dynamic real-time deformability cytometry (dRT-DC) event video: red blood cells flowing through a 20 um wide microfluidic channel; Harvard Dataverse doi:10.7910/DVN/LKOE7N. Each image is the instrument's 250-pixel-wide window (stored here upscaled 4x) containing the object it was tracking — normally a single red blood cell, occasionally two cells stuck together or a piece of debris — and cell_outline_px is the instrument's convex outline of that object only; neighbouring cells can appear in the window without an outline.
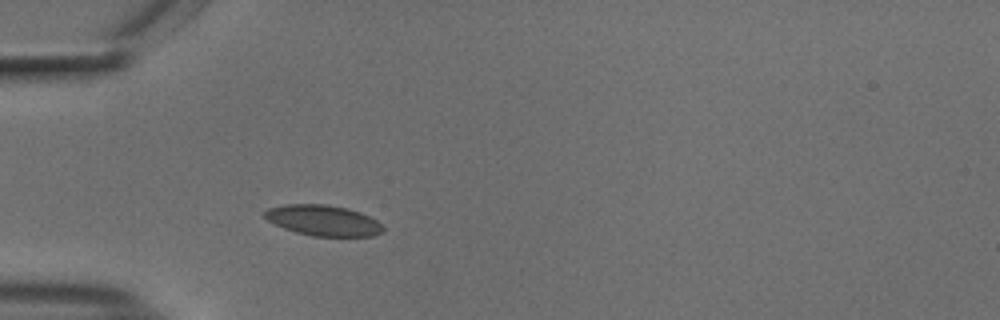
{"species": "common noctule bat (a hibernating species)", "species_latin": "Nyctalus noctula", "temperature_condition": "cold", "stored_images_in_passage": 47, "camera_frame_rate_fps": 3000, "um_per_image_px": 0.085, "animal": {"sex": "male", "body_mass_g": 18.8}, "frame": {"image": 1, "passage_image": 9, "time_ms": 2.667, "image_size_px": [1000, 320], "cell_outline_px": [[384, 232], [376, 236], [312, 236], [296, 232], [284, 228], [268, 220], [264, 216], [264, 212], [268, 208], [284, 204], [328, 204], [348, 208], [360, 212], [376, 220], [384, 228]], "centroid_in_image_um": [27.49, 18.73], "position_along_channel_um": 57.5, "area_um2": 21.21}}
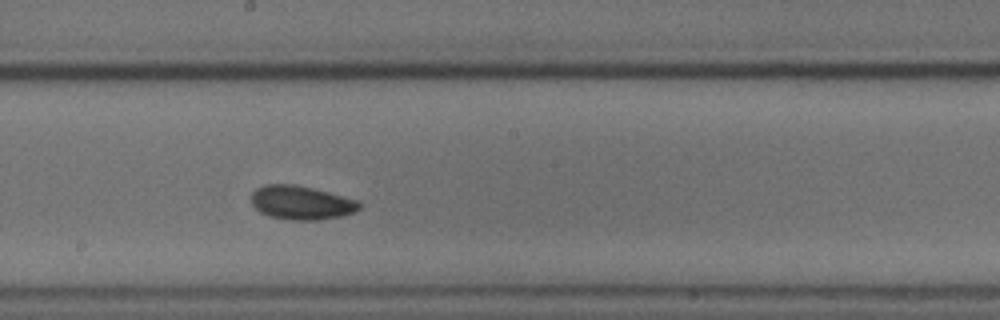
{"frame": {"image": 2, "passage_image": 23, "time_ms": 7.333, "image_size_px": [1000, 320], "cell_outline_px": [[360, 208], [352, 212], [340, 216], [316, 220], [288, 220], [268, 216], [260, 212], [252, 204], [252, 192], [256, 188], [264, 184], [292, 184], [312, 188], [356, 200], [360, 204]], "centroid_in_image_um": [25.54, 17.23], "position_along_channel_um": 222.7, "area_um2": 21.04}}
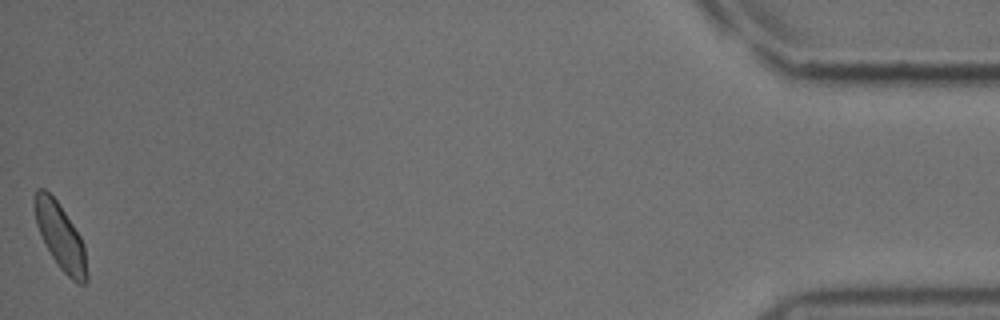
{"frame": {"image": 3, "passage_image": 47, "time_ms": 15.333, "image_size_px": [1000, 320], "cell_outline_px": [[88, 280], [84, 284], [80, 284], [72, 280], [60, 268], [52, 256], [36, 224], [32, 200], [36, 188], [44, 188], [56, 200], [80, 236], [84, 244], [88, 276]], "centroid_in_image_um": [5.13, 20.09], "position_along_channel_um": 430.1, "area_um2": 19.88}, "authors_computed_cell_mechanics": {"area_um2": 20.4612, "velocity_mm_per_s": 3.6887, "shape_relaxation_time_tau1_ms": null, "shape_relaxation_time_tau2_ms": 2.1951, "deformation_change_tau1": null, "deformation_change_tau2": 0.0575}}